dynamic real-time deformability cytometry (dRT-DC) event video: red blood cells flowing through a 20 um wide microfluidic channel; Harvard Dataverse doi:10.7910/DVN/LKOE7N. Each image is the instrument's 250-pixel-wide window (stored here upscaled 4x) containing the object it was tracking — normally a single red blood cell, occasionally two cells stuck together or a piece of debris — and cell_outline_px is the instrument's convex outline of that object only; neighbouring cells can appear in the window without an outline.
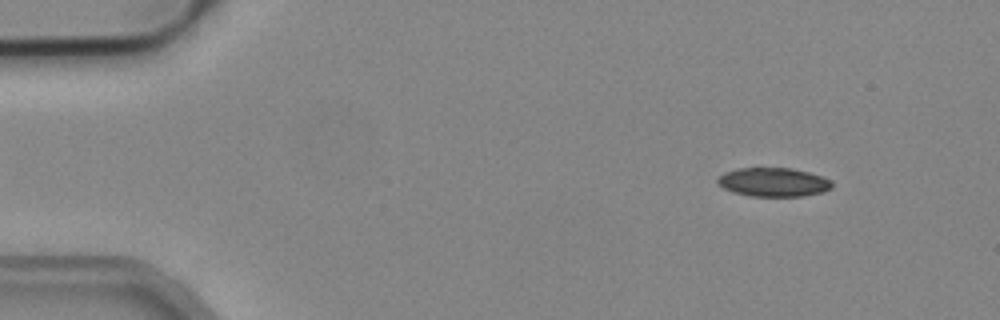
{"species": "common noctule bat (a hibernating species)", "species_latin": "Nyctalus noctula", "temperature_condition": "cold", "stored_images_in_passage": 51, "camera_frame_rate_fps": 3000, "um_per_image_px": 0.085, "animal": {"sex": "male", "body_mass_g": 19.2, "forearm_length_mm": 51.8}, "frame": {"image": 1, "passage_image": 5, "time_ms": 1.333, "image_size_px": [1000, 320], "cell_outline_px": [[832, 188], [824, 192], [804, 196], [752, 196], [732, 192], [724, 188], [716, 180], [724, 172], [740, 168], [792, 168], [824, 176], [832, 180]], "centroid_in_image_um": [65.79, 15.48], "position_along_channel_um": 19.2, "area_um2": 19.31}}
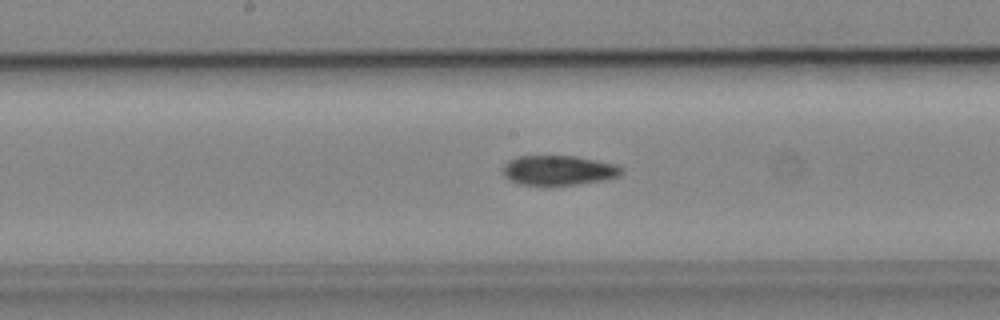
{"frame": {"image": 2, "passage_image": 26, "time_ms": 8.333, "image_size_px": [1000, 320], "cell_outline_px": [[624, 172], [620, 176], [604, 180], [576, 184], [520, 184], [504, 176], [504, 164], [520, 156], [576, 156], [616, 164], [624, 168]], "centroid_in_image_um": [47.56, 14.46], "position_along_channel_um": 200.6, "area_um2": 20.23}}
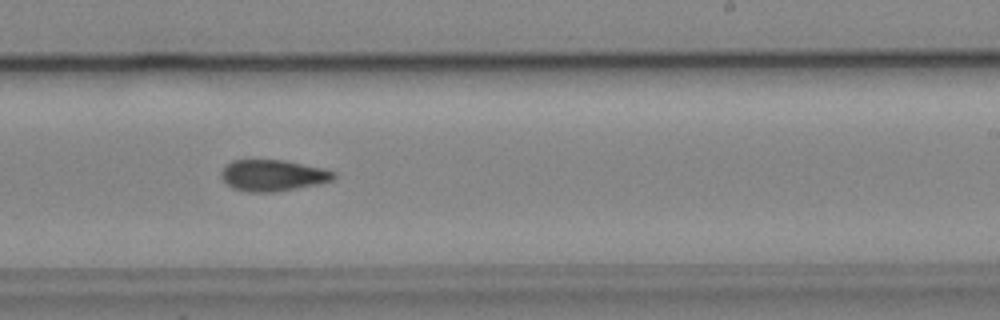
{"frame": {"image": 3, "passage_image": 31, "time_ms": 10.0, "image_size_px": [1000, 320], "cell_outline_px": [[336, 180], [316, 184], [272, 192], [248, 192], [232, 188], [220, 176], [220, 172], [232, 160], [284, 160], [324, 168], [336, 172]], "centroid_in_image_um": [23.22, 14.9], "position_along_channel_um": 265.8, "area_um2": 20.46}, "authors_computed_cell_mechanics": {"area_um2": 20.3456, "velocity_mm_per_s": 3.9323, "shape_relaxation_time_tau1_ms": 9.5844, "shape_relaxation_time_tau2_ms": null, "deformation_change_tau1": 0.1513, "deformation_change_tau2": null}}